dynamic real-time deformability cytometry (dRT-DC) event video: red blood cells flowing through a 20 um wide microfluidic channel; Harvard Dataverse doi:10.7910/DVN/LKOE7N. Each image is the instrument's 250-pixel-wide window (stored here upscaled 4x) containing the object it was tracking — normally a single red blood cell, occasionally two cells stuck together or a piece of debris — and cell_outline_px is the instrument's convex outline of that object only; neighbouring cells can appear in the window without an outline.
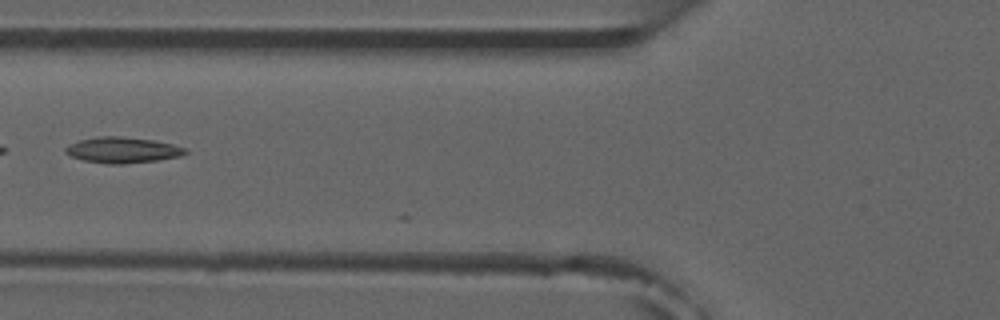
{"species": "common noctule bat (a hibernating species)", "species_latin": "Nyctalus noctula", "temperature_condition": "room temperature", "stored_images_in_passage": 7, "camera_frame_rate_fps": 3000, "um_per_image_px": 0.085, "animal": {"sex": "male", "forearm_length_mm": 52.5}, "frame": {"image": 1, "passage_image": 5, "time_ms": 5.667, "image_size_px": [1000, 320], "cell_outline_px": [[188, 152], [180, 156], [156, 160], [124, 164], [108, 164], [84, 160], [72, 156], [64, 152], [64, 148], [68, 144], [80, 140], [96, 136], [124, 136], [156, 140], [188, 148]], "centroid_in_image_um": [10.42, 12.74], "position_along_channel_um": 115.4, "area_um2": 18.21}}
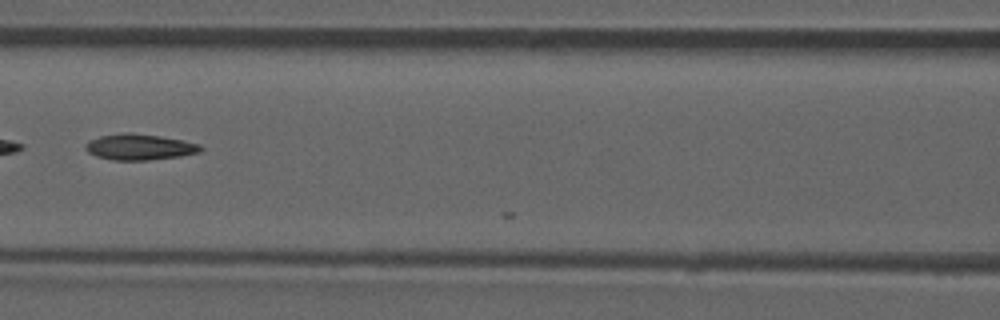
{"frame": {"image": 2, "passage_image": 6, "time_ms": 6.667, "image_size_px": [1000, 320], "cell_outline_px": [[204, 148], [200, 152], [180, 156], [148, 160], [112, 160], [96, 156], [88, 152], [84, 148], [84, 144], [88, 140], [100, 136], [124, 132], [132, 132], [160, 136], [184, 140], [200, 144]], "centroid_in_image_um": [11.85, 12.48], "position_along_channel_um": 154.8, "area_um2": 17.63}}